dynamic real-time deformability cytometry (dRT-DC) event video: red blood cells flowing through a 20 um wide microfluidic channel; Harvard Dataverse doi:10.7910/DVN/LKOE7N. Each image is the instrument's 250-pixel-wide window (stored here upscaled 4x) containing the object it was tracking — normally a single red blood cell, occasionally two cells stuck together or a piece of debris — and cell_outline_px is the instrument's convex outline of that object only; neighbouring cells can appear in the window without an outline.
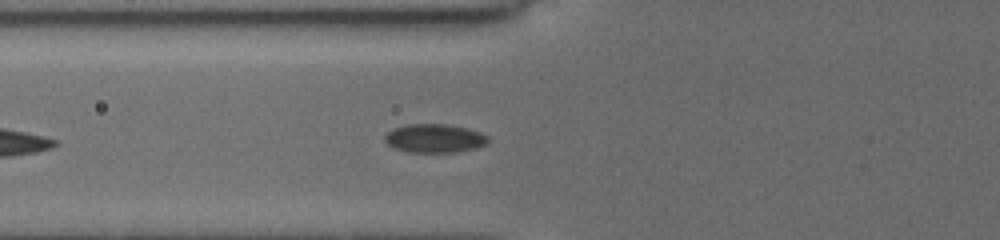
{"species": "common noctule bat (a hibernating species)", "species_latin": "Nyctalus noctula", "temperature_condition": "cold", "stored_images_in_passage": 11, "camera_frame_rate_fps": 3000, "um_per_image_px": 0.085, "animal": {"sex": "female", "body_mass_g": 19.5, "forearm_length_mm": 54.1}, "frame": {"image": 1, "passage_image": 6, "time_ms": 1.667, "image_size_px": [1000, 240], "cell_outline_px": [[488, 144], [476, 148], [456, 152], [408, 152], [396, 148], [388, 144], [384, 140], [384, 136], [388, 132], [396, 128], [408, 124], [448, 124], [468, 128], [480, 132], [488, 136]], "centroid_in_image_um": [36.98, 11.76], "position_along_channel_um": 88.8, "area_um2": 17.22}}